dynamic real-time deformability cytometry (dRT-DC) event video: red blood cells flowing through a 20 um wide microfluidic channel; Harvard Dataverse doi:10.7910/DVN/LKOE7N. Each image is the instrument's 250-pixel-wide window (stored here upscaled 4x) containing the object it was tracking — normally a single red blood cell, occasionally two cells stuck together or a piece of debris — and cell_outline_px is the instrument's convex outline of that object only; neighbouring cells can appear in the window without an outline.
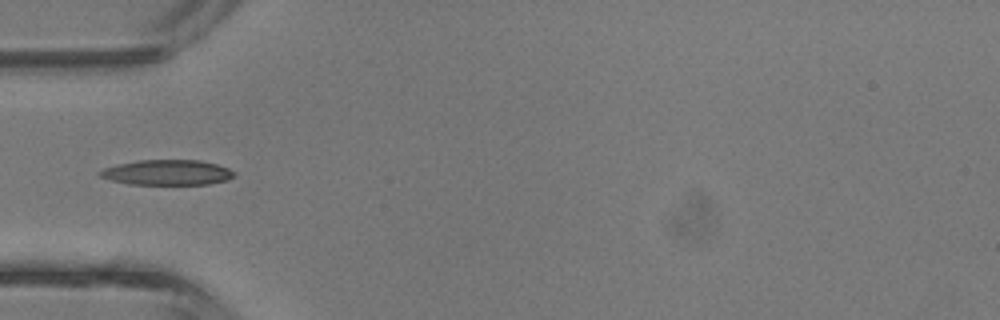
{"species": "common noctule bat (a hibernating species)", "species_latin": "Nyctalus noctula", "temperature_condition": "room temperature", "stored_images_in_passage": 42, "camera_frame_rate_fps": 3000, "um_per_image_px": 0.085, "animal": {"sex": "male", "body_mass_g": 13.3}, "frame": {"image": 1, "passage_image": 13, "time_ms": 4.0, "image_size_px": [1000, 320], "cell_outline_px": [[236, 176], [228, 180], [208, 184], [128, 184], [112, 180], [100, 176], [96, 172], [104, 168], [120, 164], [140, 160], [200, 160], [216, 164], [228, 168], [236, 172]], "centroid_in_image_um": [14.25, 14.66], "position_along_channel_um": 70.7, "area_um2": 19.71}}
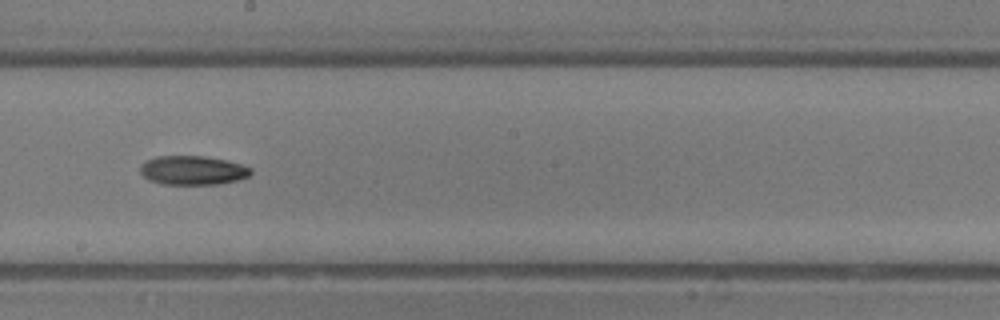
{"frame": {"image": 2, "passage_image": 23, "time_ms": 7.333, "image_size_px": [1000, 320], "cell_outline_px": [[252, 172], [248, 176], [236, 180], [220, 184], [164, 184], [148, 180], [140, 172], [140, 168], [148, 160], [156, 156], [204, 156], [228, 160], [244, 164], [252, 168]], "centroid_in_image_um": [16.43, 14.47], "position_along_channel_um": 231.8, "area_um2": 18.73}}
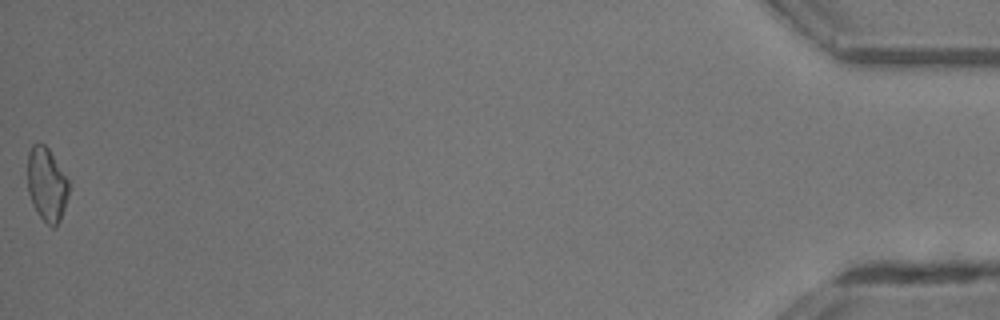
{"frame": {"image": 3, "passage_image": 42, "time_ms": 13.667, "image_size_px": [1000, 320], "cell_outline_px": [[68, 196], [60, 220], [56, 228], [52, 228], [40, 216], [32, 204], [28, 192], [28, 152], [32, 144], [44, 144], [48, 148], [68, 180]], "centroid_in_image_um": [3.96, 15.69], "position_along_channel_um": 431.2, "area_um2": 17.51}, "authors_computed_cell_mechanics": {"area_um2": 18.6405, "velocity_mm_per_s": 4.8004, "shape_relaxation_time_tau1_ms": 3.0038, "shape_relaxation_time_tau2_ms": null, "deformation_change_tau1": 0.1167, "deformation_change_tau2": null}}